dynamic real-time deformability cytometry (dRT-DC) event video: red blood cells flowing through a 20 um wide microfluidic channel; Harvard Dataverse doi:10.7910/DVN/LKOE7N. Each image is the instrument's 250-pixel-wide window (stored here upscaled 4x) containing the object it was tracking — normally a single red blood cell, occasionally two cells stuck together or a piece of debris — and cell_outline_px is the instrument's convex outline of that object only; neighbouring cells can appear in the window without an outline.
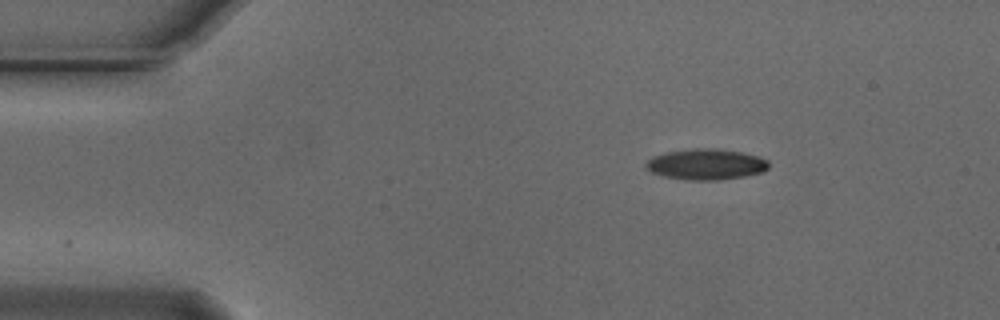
{"species": "Egyptian fruit bat (a non-hibernating species)", "species_latin": "Rousettus aegyptiacus", "temperature_condition": "cold", "stored_images_in_passage": 33, "camera_frame_rate_fps": 3000, "um_per_image_px": 0.085, "animal": {"sex": "male"}, "frame": {"image": 1, "passage_image": 1, "time_ms": 0.0, "image_size_px": [1000, 320], "cell_outline_px": [[768, 168], [764, 172], [744, 176], [716, 180], [688, 180], [664, 176], [652, 172], [644, 168], [644, 164], [652, 156], [664, 152], [688, 148], [716, 148], [744, 152], [760, 156], [768, 160]], "centroid_in_image_um": [60.01, 13.95], "position_along_channel_um": 25.0, "area_um2": 22.43}}
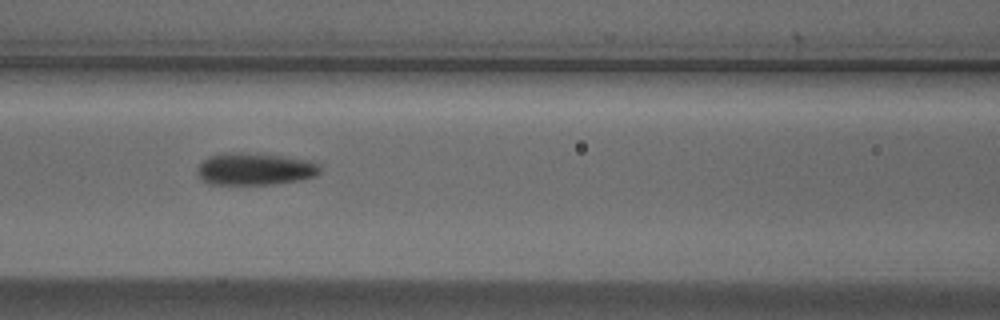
{"frame": {"image": 2, "passage_image": 16, "time_ms": 5.0, "image_size_px": [1000, 320], "cell_outline_px": [[320, 172], [316, 176], [300, 180], [276, 184], [212, 184], [200, 180], [196, 172], [200, 164], [208, 156], [232, 152], [240, 152], [280, 156], [312, 160], [320, 164]], "centroid_in_image_um": [21.68, 14.37], "position_along_channel_um": 144.9, "area_um2": 23.12}}
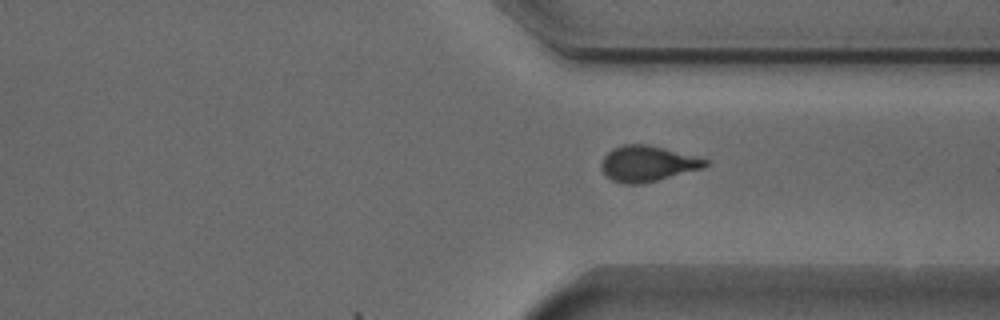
{"frame": {"image": 3, "passage_image": 33, "time_ms": 10.667, "image_size_px": [1000, 320], "cell_outline_px": [[708, 164], [704, 168], [640, 184], [624, 184], [612, 180], [600, 168], [600, 164], [604, 156], [612, 148], [624, 144], [648, 144], [664, 148], [708, 160]], "centroid_in_image_um": [55.0, 13.9], "position_along_channel_um": 356.4, "area_um2": 21.44}}